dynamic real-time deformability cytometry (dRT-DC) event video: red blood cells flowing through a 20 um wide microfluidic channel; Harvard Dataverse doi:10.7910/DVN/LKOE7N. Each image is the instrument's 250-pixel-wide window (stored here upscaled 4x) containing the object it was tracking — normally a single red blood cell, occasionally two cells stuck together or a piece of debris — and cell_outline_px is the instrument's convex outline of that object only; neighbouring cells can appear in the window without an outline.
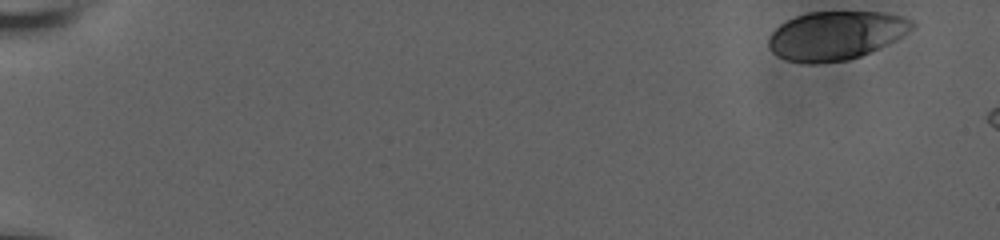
{"species": "human", "species_latin": "Homo sapiens", "temperature_condition": "room temperature", "stored_images_in_passage": 16, "camera_frame_rate_fps": 3000, "um_per_image_px": 0.085, "donor": {"sex": "male"}, "frame": {"image": 1, "passage_image": 1, "time_ms": 0.0, "image_size_px": [1000, 240], "cell_outline_px": [[916, 24], [908, 32], [896, 40], [880, 48], [860, 56], [848, 60], [812, 64], [808, 64], [788, 60], [776, 56], [768, 48], [768, 40], [772, 32], [780, 24], [796, 16], [808, 12], [884, 12], [900, 16], [912, 20]], "centroid_in_image_um": [71.03, 3.02], "position_along_channel_um": 14.0, "area_um2": 40.75}}
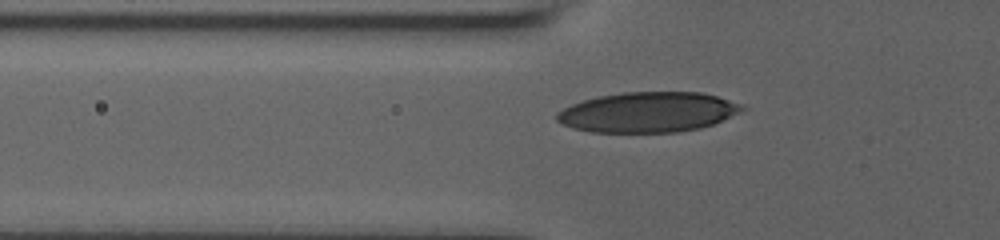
{"frame": {"image": 2, "passage_image": 13, "time_ms": 6.333, "image_size_px": [1000, 240], "cell_outline_px": [[748, 108], [740, 112], [712, 124], [700, 128], [676, 132], [592, 132], [572, 128], [556, 120], [556, 112], [572, 104], [584, 100], [600, 96], [624, 92], [700, 92], [716, 96], [740, 104]], "centroid_in_image_um": [55.06, 9.53], "position_along_channel_um": 70.7, "area_um2": 43.12}}
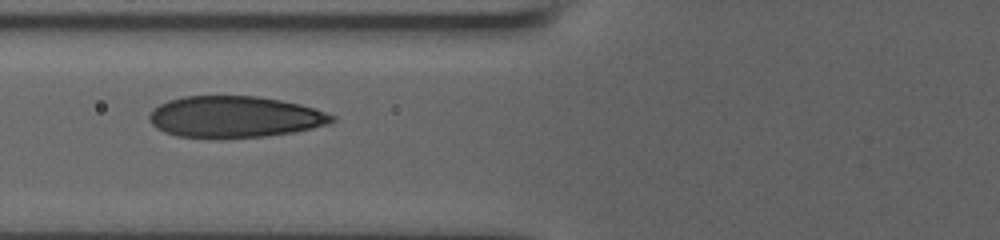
{"frame": {"image": 3, "passage_image": 15, "time_ms": 7.333, "image_size_px": [1000, 240], "cell_outline_px": [[336, 120], [328, 124], [312, 128], [292, 132], [264, 136], [176, 136], [164, 132], [156, 128], [148, 120], [148, 116], [160, 104], [168, 100], [184, 96], [256, 96], [280, 100], [300, 104], [316, 108], [336, 116]], "centroid_in_image_um": [19.97, 9.9], "position_along_channel_um": 105.8, "area_um2": 43.41}}